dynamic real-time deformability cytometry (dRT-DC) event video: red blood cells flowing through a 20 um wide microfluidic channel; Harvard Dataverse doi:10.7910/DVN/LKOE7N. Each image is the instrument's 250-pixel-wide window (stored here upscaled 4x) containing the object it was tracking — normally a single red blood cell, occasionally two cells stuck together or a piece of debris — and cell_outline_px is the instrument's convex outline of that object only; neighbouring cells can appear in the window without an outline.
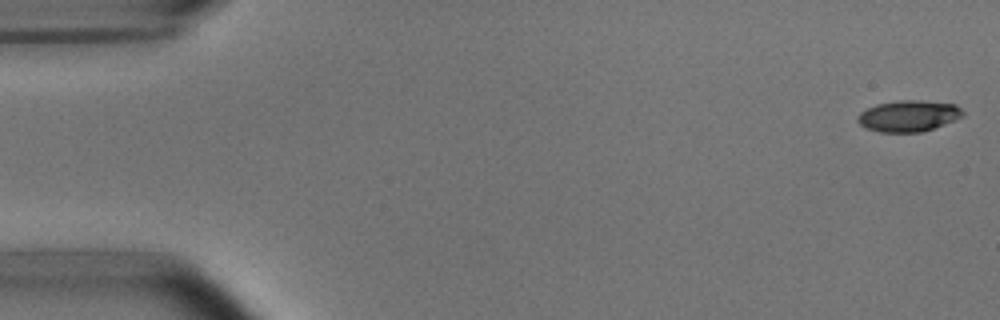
{"species": "common noctule bat (a hibernating species)", "species_latin": "Nyctalus noctula", "temperature_condition": "room temperature", "stored_images_in_passage": 15, "camera_frame_rate_fps": 3000, "um_per_image_px": 0.085, "animal": {"sex": "male", "body_mass_g": 15.6}, "frame": {"image": 1, "passage_image": 1, "time_ms": 0.0, "image_size_px": [1000, 320], "cell_outline_px": [[964, 116], [932, 128], [920, 132], [880, 132], [868, 128], [860, 124], [856, 120], [856, 116], [860, 112], [876, 104], [900, 100], [920, 100], [956, 104], [964, 112]], "centroid_in_image_um": [77.21, 9.84], "position_along_channel_um": 7.8, "area_um2": 19.02}}
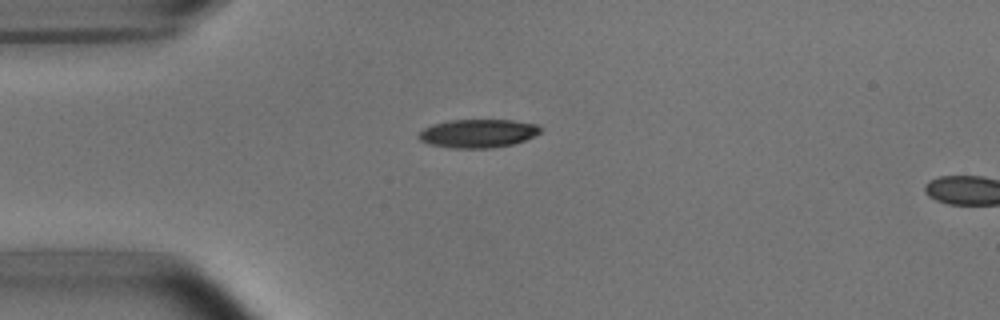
{"frame": {"image": 2, "passage_image": 13, "time_ms": 4.0, "image_size_px": [1000, 320], "cell_outline_px": [[540, 132], [524, 140], [512, 144], [492, 148], [452, 148], [428, 144], [420, 140], [416, 136], [424, 128], [432, 124], [448, 120], [512, 120], [536, 124], [540, 128]], "centroid_in_image_um": [40.57, 11.34], "position_along_channel_um": 44.4, "area_um2": 20.11}}